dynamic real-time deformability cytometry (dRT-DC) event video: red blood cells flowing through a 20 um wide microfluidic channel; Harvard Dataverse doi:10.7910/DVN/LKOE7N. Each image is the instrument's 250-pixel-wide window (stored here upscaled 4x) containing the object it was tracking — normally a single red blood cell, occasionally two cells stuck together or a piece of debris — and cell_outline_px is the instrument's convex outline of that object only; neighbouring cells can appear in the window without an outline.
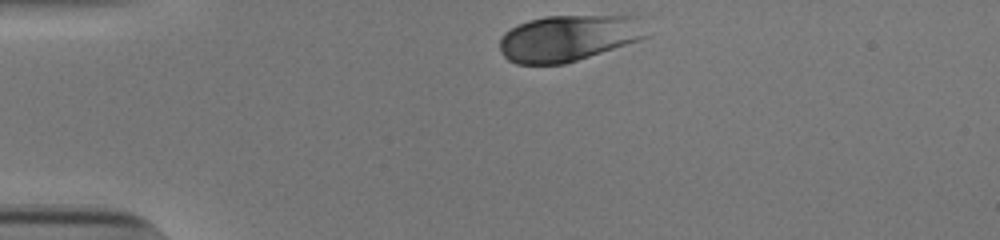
{"species": "human", "species_latin": "Homo sapiens", "temperature_condition": "cold", "stored_images_in_passage": 32, "camera_frame_rate_fps": 3000, "um_per_image_px": 0.085, "donor": {"sex": "male"}, "frame": {"image": 1, "passage_image": 1, "time_ms": 0.0, "image_size_px": [1000, 240], "cell_outline_px": [[648, 36], [640, 40], [564, 64], [516, 64], [508, 60], [500, 52], [500, 36], [504, 32], [528, 20], [544, 16], [640, 16]], "centroid_in_image_um": [48.31, 3.23], "position_along_channel_um": 36.7, "area_um2": 39.59}}
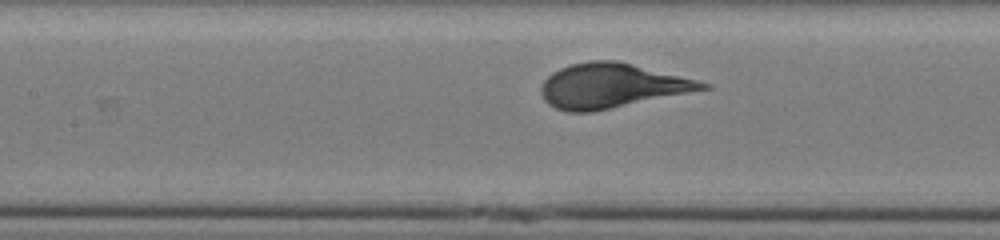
{"frame": {"image": 2, "passage_image": 14, "time_ms": 4.333, "image_size_px": [1000, 240], "cell_outline_px": [[712, 88], [592, 112], [568, 112], [556, 108], [548, 104], [544, 100], [540, 92], [540, 88], [544, 80], [552, 72], [560, 68], [572, 64], [588, 60], [616, 60], [712, 84]], "centroid_in_image_um": [51.96, 7.29], "position_along_channel_um": 155.4, "area_um2": 41.67}}
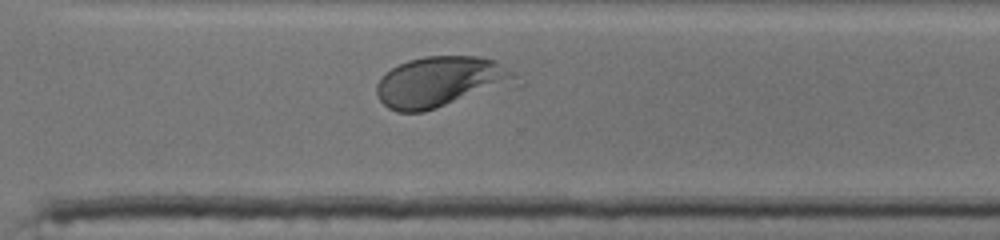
{"frame": {"image": 3, "passage_image": 28, "time_ms": 9.0, "image_size_px": [1000, 240], "cell_outline_px": [[516, 76], [436, 108], [424, 112], [396, 112], [388, 108], [380, 100], [376, 92], [376, 84], [392, 68], [408, 60], [424, 56], [480, 56], [492, 60], [516, 72]], "centroid_in_image_um": [37.21, 6.92], "position_along_channel_um": 333.4, "area_um2": 38.49}, "authors_computed_cell_mechanics": {"area_um2": 40.9802, "velocity_mm_per_s": 3.8162, "shape_relaxation_time_tau1_ms": 2.5507, "shape_relaxation_time_tau2_ms": null, "deformation_change_tau1": 0.1546, "deformation_change_tau2": null}}